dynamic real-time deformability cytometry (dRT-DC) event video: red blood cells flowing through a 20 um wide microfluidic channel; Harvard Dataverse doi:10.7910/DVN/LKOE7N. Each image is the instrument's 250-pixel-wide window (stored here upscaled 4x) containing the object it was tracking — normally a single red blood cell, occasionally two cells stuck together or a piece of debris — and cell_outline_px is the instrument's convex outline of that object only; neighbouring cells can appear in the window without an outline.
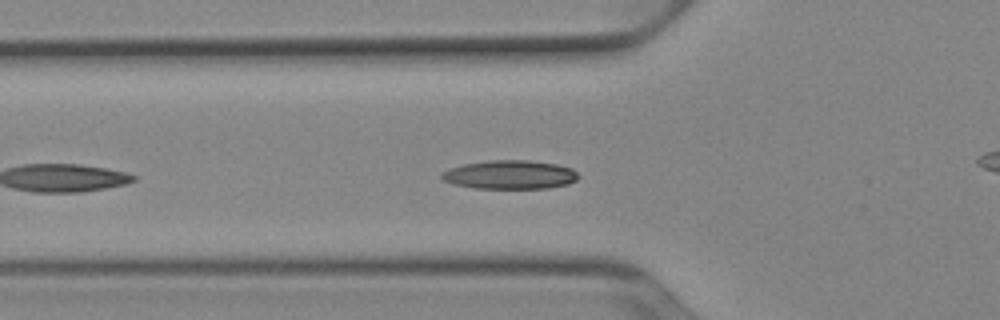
{"species": "Egyptian fruit bat (a non-hibernating species)", "species_latin": "Rousettus aegyptiacus", "temperature_condition": "cold", "stored_images_in_passage": 17, "camera_frame_rate_fps": 3000, "um_per_image_px": 0.085, "animal": {"sex": "female"}, "frame": {"image": 1, "passage_image": 6, "time_ms": 1.667, "image_size_px": [1000, 320], "cell_outline_px": [[580, 176], [576, 180], [568, 184], [548, 188], [476, 188], [452, 184], [440, 180], [440, 172], [464, 164], [488, 160], [528, 160], [556, 164], [572, 168]], "centroid_in_image_um": [43.32, 14.85], "position_along_channel_um": 82.5, "area_um2": 23.0}}
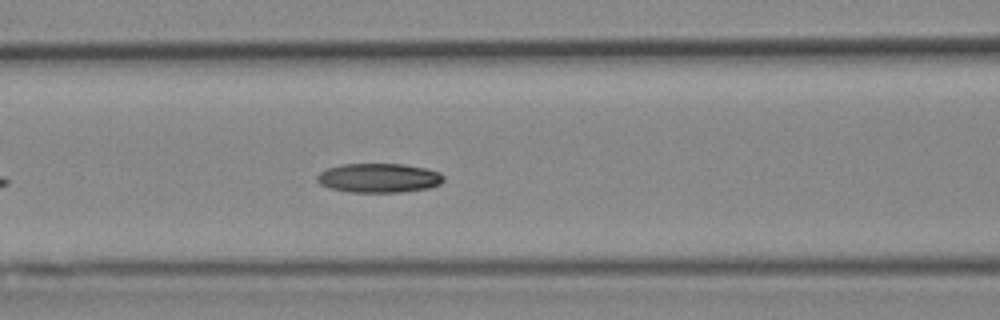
{"frame": {"image": 2, "passage_image": 10, "time_ms": 3.0, "image_size_px": [1000, 320], "cell_outline_px": [[444, 180], [440, 184], [428, 188], [400, 192], [348, 192], [332, 188], [320, 184], [316, 180], [316, 176], [320, 172], [328, 168], [344, 164], [404, 164], [424, 168], [440, 172], [444, 176]], "centroid_in_image_um": [32.21, 15.12], "position_along_channel_um": 134.4, "area_um2": 21.5}}
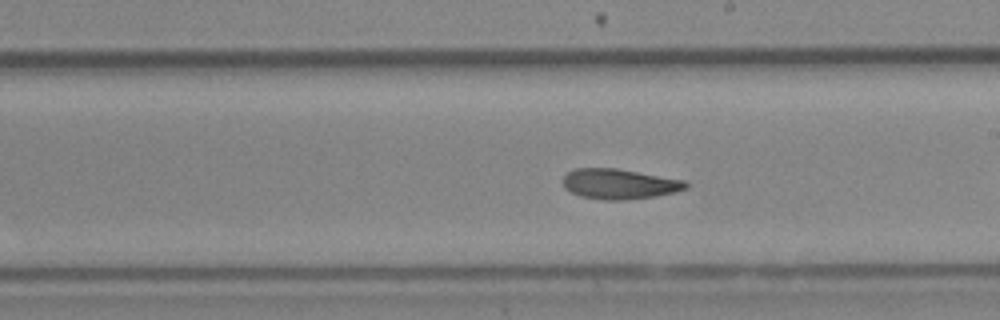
{"frame": {"image": 3, "passage_image": 15, "time_ms": 4.667, "image_size_px": [1000, 320], "cell_outline_px": [[688, 188], [676, 192], [656, 196], [620, 200], [600, 200], [580, 196], [564, 188], [564, 176], [568, 172], [576, 168], [616, 168], [684, 180], [688, 184]], "centroid_in_image_um": [52.65, 15.64], "position_along_channel_um": 236.4, "area_um2": 21.56}}